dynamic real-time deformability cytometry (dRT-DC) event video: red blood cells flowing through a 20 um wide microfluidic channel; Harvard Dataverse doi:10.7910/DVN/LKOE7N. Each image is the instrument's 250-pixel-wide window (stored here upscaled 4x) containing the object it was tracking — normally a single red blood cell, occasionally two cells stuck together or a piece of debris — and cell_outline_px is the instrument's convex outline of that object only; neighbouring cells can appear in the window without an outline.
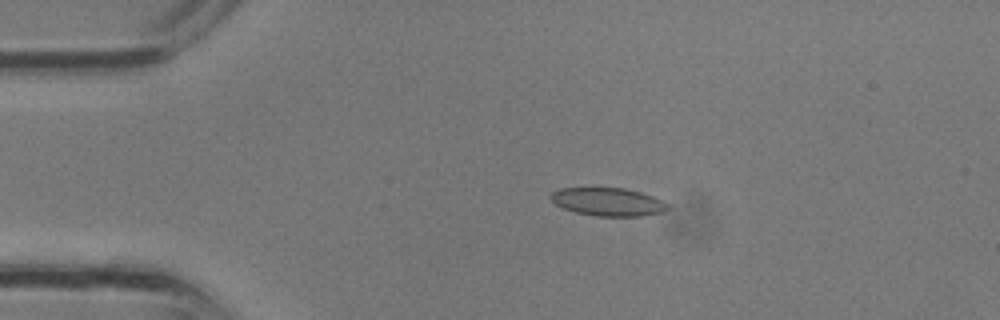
{"species": "common noctule bat (a hibernating species)", "species_latin": "Nyctalus noctula", "temperature_condition": "room temperature", "stored_images_in_passage": 3, "camera_frame_rate_fps": 3000, "um_per_image_px": 0.085, "animal": {"sex": "male", "body_mass_g": 13.3}, "frame": {"image": 1, "passage_image": 2, "time_ms": 0.333, "image_size_px": [1000, 320], "cell_outline_px": [[672, 208], [664, 212], [644, 216], [596, 216], [576, 212], [564, 208], [556, 204], [548, 196], [552, 192], [560, 188], [624, 188], [640, 192], [652, 196], [668, 204]], "centroid_in_image_um": [51.71, 17.16], "position_along_channel_um": 33.3, "area_um2": 19.19}}